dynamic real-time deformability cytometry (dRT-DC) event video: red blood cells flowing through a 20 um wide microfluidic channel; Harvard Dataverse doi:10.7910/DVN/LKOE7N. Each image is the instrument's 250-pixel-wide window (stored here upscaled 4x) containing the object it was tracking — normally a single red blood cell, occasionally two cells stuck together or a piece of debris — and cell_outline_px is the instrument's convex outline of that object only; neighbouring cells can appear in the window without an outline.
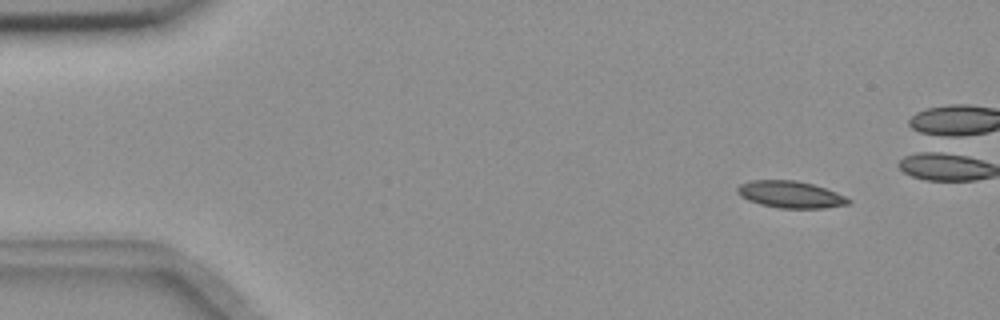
{"species": "common noctule bat (a hibernating species)", "species_latin": "Nyctalus noctula", "temperature_condition": "room temperature", "stored_images_in_passage": 5, "camera_frame_rate_fps": 3000, "um_per_image_px": 0.085, "animal": {"sex": "female", "body_mass_g": 18.4}, "frame": {"image": 1, "passage_image": 2, "time_ms": 0.333, "image_size_px": [1000, 320], "cell_outline_px": [[852, 200], [848, 204], [824, 208], [780, 208], [760, 204], [748, 200], [740, 196], [736, 192], [736, 188], [740, 184], [748, 180], [796, 180], [812, 184], [836, 192]], "centroid_in_image_um": [67.15, 16.52], "position_along_channel_um": 17.9, "area_um2": 17.4}}